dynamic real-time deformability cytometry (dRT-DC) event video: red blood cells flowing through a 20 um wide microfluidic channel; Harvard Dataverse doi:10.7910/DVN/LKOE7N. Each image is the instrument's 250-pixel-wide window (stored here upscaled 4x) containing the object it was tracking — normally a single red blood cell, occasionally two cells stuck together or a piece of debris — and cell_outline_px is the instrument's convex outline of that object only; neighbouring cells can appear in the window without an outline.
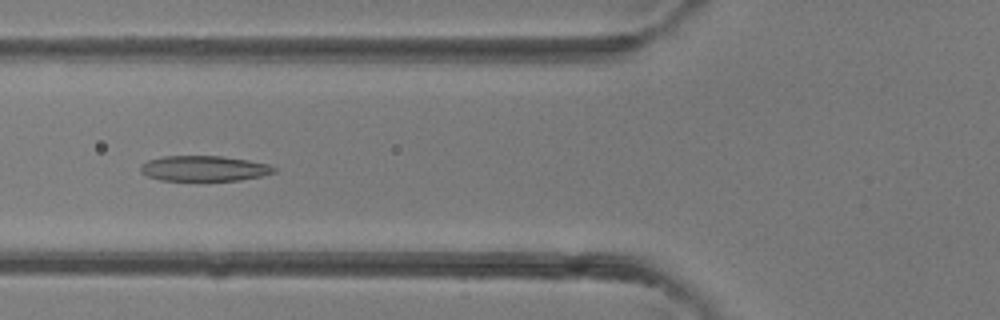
{"species": "common noctule bat (a hibernating species)", "species_latin": "Nyctalus noctula", "temperature_condition": "room temperature", "stored_images_in_passage": 28, "camera_frame_rate_fps": 3000, "um_per_image_px": 0.085, "animal": {"sex": "female"}, "frame": {"image": 1, "passage_image": 3, "time_ms": 0.667, "image_size_px": [1000, 320], "cell_outline_px": [[276, 172], [260, 176], [240, 180], [160, 180], [148, 176], [140, 172], [140, 164], [148, 160], [160, 156], [220, 156], [248, 160], [268, 164], [276, 168]], "centroid_in_image_um": [17.31, 14.31], "position_along_channel_um": 108.5, "area_um2": 19.71}}
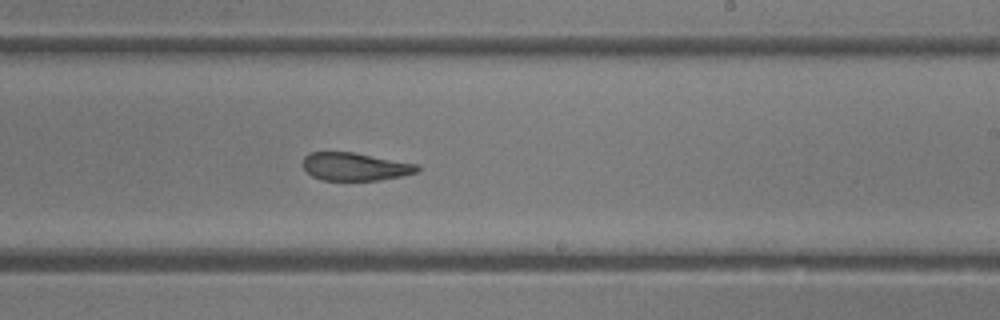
{"frame": {"image": 2, "passage_image": 12, "time_ms": 3.667, "image_size_px": [1000, 320], "cell_outline_px": [[420, 168], [416, 172], [400, 176], [380, 180], [320, 180], [312, 176], [304, 168], [304, 156], [308, 152], [352, 152], [420, 164]], "centroid_in_image_um": [30.19, 14.16], "position_along_channel_um": 258.8, "area_um2": 18.61}}
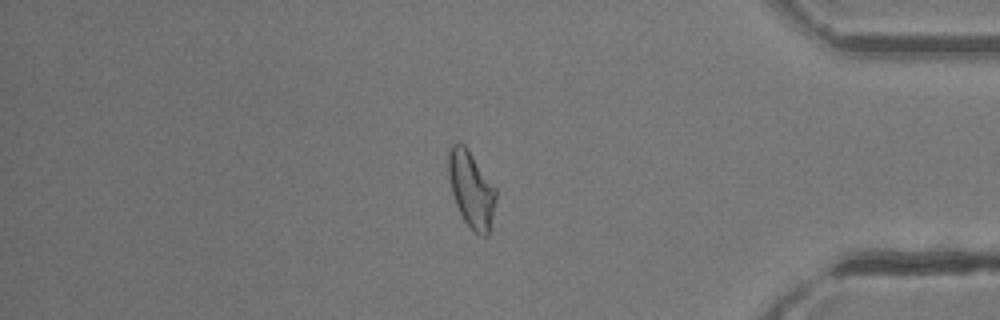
{"frame": {"image": 3, "passage_image": 22, "time_ms": 7.0, "image_size_px": [1000, 320], "cell_outline_px": [[496, 200], [488, 232], [484, 236], [472, 232], [464, 220], [456, 204], [452, 192], [448, 176], [448, 152], [452, 144], [464, 144], [468, 148], [496, 188]], "centroid_in_image_um": [40.05, 16.07], "position_along_channel_um": 395.2, "area_um2": 20.92}}